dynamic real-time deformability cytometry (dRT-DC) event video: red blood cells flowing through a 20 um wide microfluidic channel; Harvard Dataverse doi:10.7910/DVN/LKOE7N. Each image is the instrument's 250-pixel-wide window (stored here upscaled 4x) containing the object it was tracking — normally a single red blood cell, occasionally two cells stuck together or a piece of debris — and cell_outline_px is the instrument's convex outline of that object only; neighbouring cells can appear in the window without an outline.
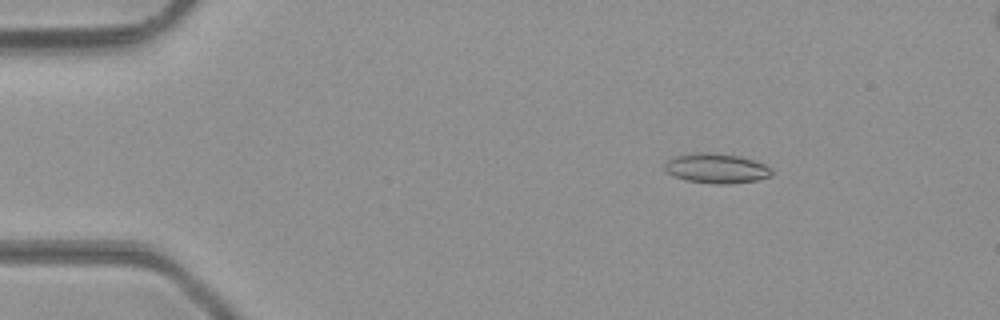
{"species": "common noctule bat (a hibernating species)", "species_latin": "Nyctalus noctula", "temperature_condition": "room temperature", "stored_images_in_passage": 44, "camera_frame_rate_fps": 3000, "um_per_image_px": 0.085, "animal": {"sex": "male", "body_mass_g": 23.1, "forearm_length_mm": 52.7}, "frame": {"image": 1, "passage_image": 3, "time_ms": 0.667, "image_size_px": [1000, 320], "cell_outline_px": [[772, 176], [756, 180], [728, 184], [716, 184], [684, 180], [668, 172], [664, 168], [664, 164], [668, 160], [676, 156], [696, 152], [712, 152], [740, 156], [764, 164], [772, 172]], "centroid_in_image_um": [60.88, 14.3], "position_along_channel_um": 24.1, "area_um2": 18.44}}
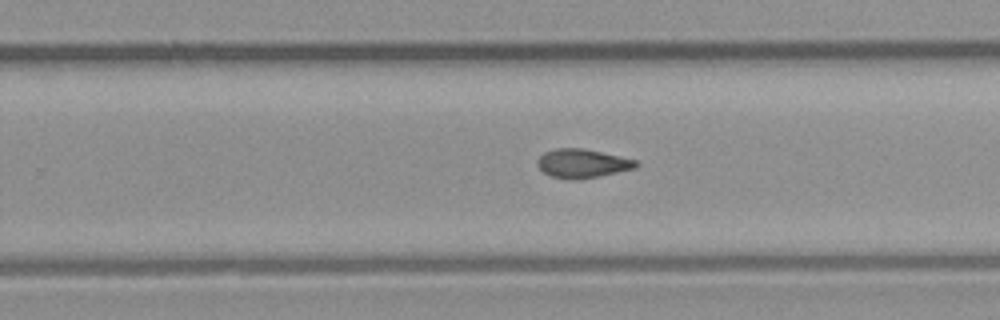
{"frame": {"image": 2, "passage_image": 26, "time_ms": 8.333, "image_size_px": [1000, 320], "cell_outline_px": [[640, 164], [636, 168], [596, 176], [552, 176], [544, 172], [536, 164], [540, 156], [544, 152], [556, 148], [584, 148], [636, 160]], "centroid_in_image_um": [49.52, 13.83], "position_along_channel_um": 280.3, "area_um2": 15.66}}
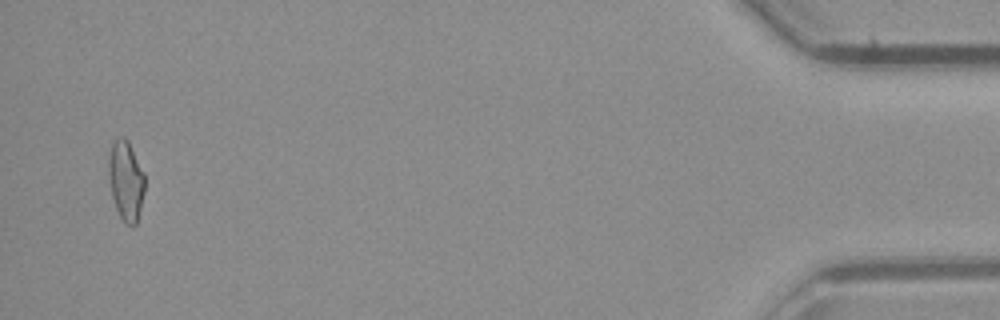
{"frame": {"image": 3, "passage_image": 42, "time_ms": 13.667, "image_size_px": [1000, 320], "cell_outline_px": [[144, 192], [136, 224], [128, 224], [120, 216], [116, 208], [112, 196], [108, 176], [108, 164], [112, 144], [120, 136], [124, 136], [128, 140], [144, 172]], "centroid_in_image_um": [10.7, 15.31], "position_along_channel_um": 424.5, "area_um2": 16.53}}